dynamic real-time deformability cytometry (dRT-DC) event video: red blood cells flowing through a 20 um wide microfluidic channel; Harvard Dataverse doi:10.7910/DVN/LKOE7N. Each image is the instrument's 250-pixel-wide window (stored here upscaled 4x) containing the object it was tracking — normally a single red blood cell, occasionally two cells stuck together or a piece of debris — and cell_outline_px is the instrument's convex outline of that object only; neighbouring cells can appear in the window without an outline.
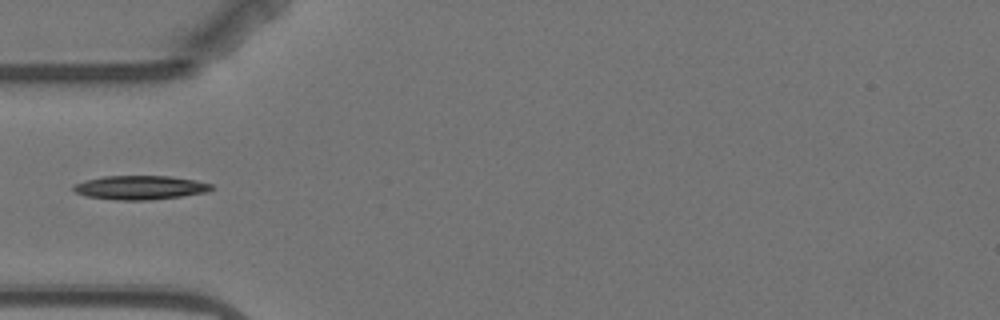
{"species": "Egyptian fruit bat (a non-hibernating species)", "species_latin": "Rousettus aegyptiacus", "temperature_condition": "warm", "stored_images_in_passage": 5, "camera_frame_rate_fps": 3000, "um_per_image_px": 0.085, "animal": {"sex": "female"}, "frame": {"image": 1, "passage_image": 5, "time_ms": 5.667, "image_size_px": [1000, 320], "cell_outline_px": [[216, 188], [208, 192], [180, 196], [148, 200], [116, 200], [84, 196], [76, 192], [72, 188], [72, 184], [84, 180], [104, 176], [172, 176], [196, 180], [212, 184]], "centroid_in_image_um": [11.91, 15.94], "position_along_channel_um": 73.1, "area_um2": 19.48}}